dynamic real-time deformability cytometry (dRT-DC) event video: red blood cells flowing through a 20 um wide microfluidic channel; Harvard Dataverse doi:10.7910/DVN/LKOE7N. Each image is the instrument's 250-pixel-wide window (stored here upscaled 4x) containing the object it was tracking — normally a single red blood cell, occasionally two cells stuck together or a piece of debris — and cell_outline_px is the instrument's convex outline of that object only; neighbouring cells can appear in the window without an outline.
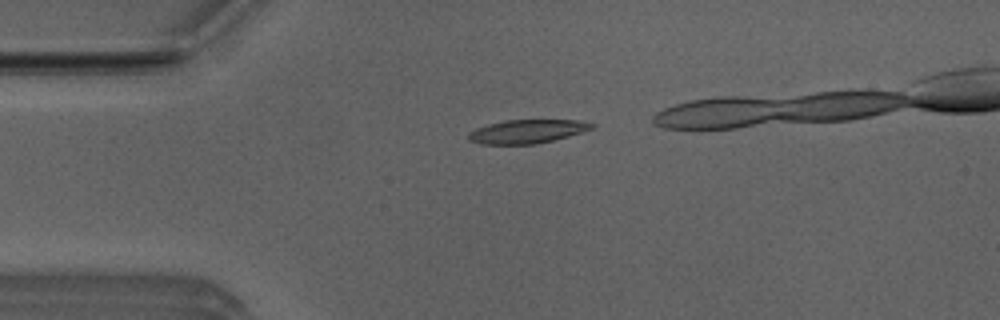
{"species": "Egyptian fruit bat (a non-hibernating species)", "species_latin": "Rousettus aegyptiacus", "temperature_condition": "room temperature", "stored_images_in_passage": 6, "camera_frame_rate_fps": 3000, "um_per_image_px": 0.085, "animal": {"sex": "male"}, "frame": {"image": 1, "passage_image": 2, "time_ms": 0.333, "image_size_px": [1000, 320], "cell_outline_px": [[596, 128], [568, 136], [536, 144], [480, 144], [468, 140], [468, 132], [476, 128], [488, 124], [504, 120], [576, 120], [596, 124]], "centroid_in_image_um": [44.8, 11.17], "position_along_channel_um": 40.2, "area_um2": 17.05}}